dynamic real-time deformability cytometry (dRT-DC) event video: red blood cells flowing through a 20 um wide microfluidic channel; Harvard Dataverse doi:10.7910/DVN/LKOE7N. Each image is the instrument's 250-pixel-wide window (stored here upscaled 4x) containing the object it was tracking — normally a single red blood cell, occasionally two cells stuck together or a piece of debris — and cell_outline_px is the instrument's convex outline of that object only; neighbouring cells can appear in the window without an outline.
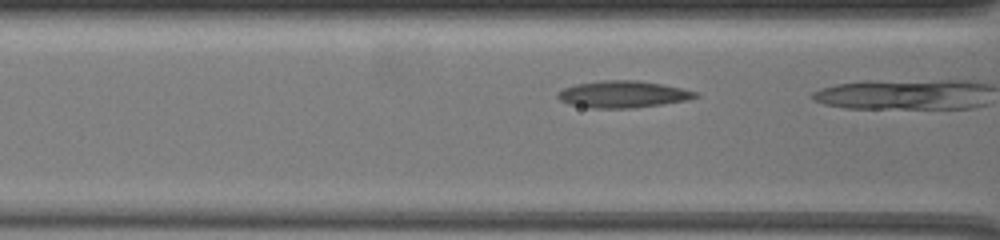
{"species": "common noctule bat (a hibernating species)", "species_latin": "Nyctalus noctula", "temperature_condition": "warm", "stored_images_in_passage": 10, "camera_frame_rate_fps": 3000, "um_per_image_px": 0.085, "animal": {"sex": "female", "body_mass_g": 19.5, "forearm_length_mm": 54.1}, "frame": {"image": 1, "passage_image": 9, "time_ms": 2.667, "image_size_px": [1000, 240], "cell_outline_px": [[700, 96], [688, 100], [632, 108], [592, 108], [568, 104], [560, 100], [556, 96], [556, 92], [564, 88], [576, 84], [600, 80], [640, 80], [680, 88], [696, 92]], "centroid_in_image_um": [52.9, 8.01], "position_along_channel_um": 113.7, "area_um2": 21.5}}